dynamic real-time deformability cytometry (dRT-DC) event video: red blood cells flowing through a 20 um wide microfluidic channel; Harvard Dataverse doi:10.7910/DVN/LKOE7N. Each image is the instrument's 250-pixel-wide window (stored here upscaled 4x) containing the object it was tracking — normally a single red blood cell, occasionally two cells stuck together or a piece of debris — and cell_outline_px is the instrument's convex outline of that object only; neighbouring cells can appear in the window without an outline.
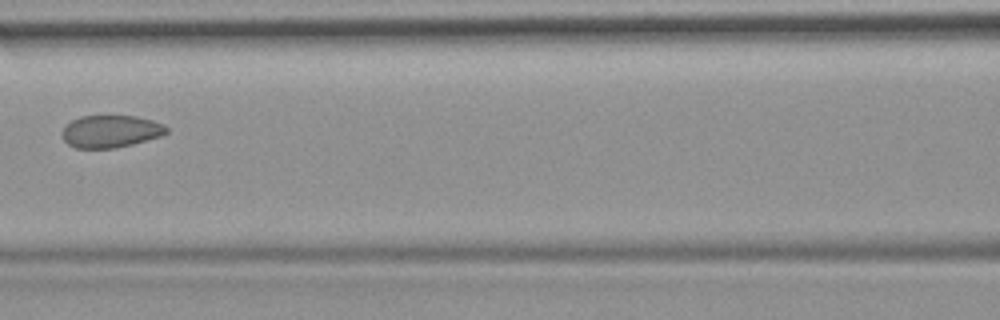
{"species": "common noctule bat (a hibernating species)", "species_latin": "Nyctalus noctula", "temperature_condition": "room temperature", "stored_images_in_passage": 7, "camera_frame_rate_fps": 3000, "um_per_image_px": 0.085, "animal": {"sex": "female", "body_mass_g": 19.9}, "frame": {"image": 1, "passage_image": 6, "time_ms": 6.667, "image_size_px": [1000, 320], "cell_outline_px": [[168, 132], [160, 136], [132, 144], [116, 148], [76, 148], [68, 144], [64, 140], [60, 132], [72, 120], [80, 116], [136, 116], [152, 120], [164, 124], [168, 128]], "centroid_in_image_um": [9.4, 11.16], "position_along_channel_um": 157.2, "area_um2": 19.65}}
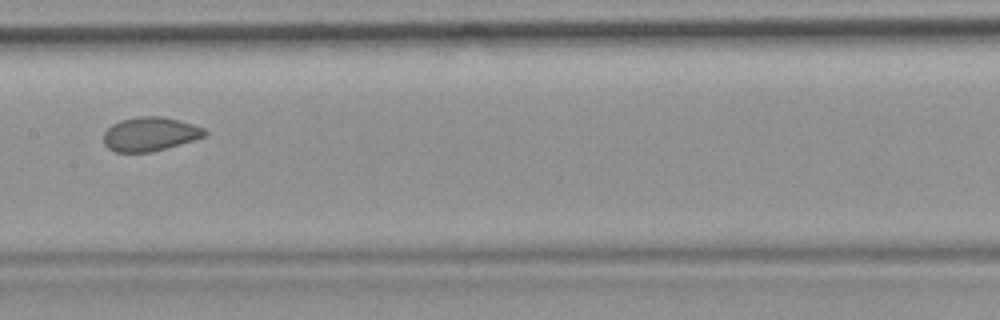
{"frame": {"image": 2, "passage_image": 7, "time_ms": 7.667, "image_size_px": [1000, 320], "cell_outline_px": [[208, 132], [204, 136], [192, 140], [164, 148], [148, 152], [116, 152], [108, 148], [104, 144], [104, 132], [112, 124], [120, 120], [136, 116], [160, 116], [192, 124], [204, 128]], "centroid_in_image_um": [12.7, 11.38], "position_along_channel_um": 194.7, "area_um2": 19.71}}